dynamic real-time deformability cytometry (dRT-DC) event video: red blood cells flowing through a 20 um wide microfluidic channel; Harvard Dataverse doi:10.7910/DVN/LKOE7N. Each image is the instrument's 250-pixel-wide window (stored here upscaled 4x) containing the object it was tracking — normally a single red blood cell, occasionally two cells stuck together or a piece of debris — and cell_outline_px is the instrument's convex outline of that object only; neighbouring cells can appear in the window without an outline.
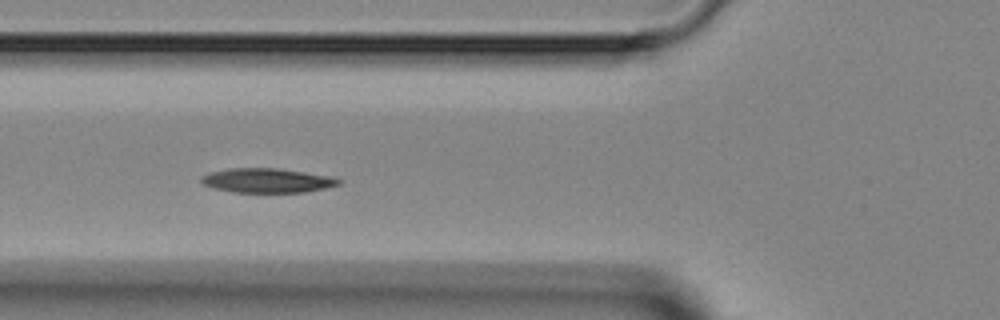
{"species": "Egyptian fruit bat (a non-hibernating species)", "species_latin": "Rousettus aegyptiacus", "temperature_condition": "room temperature", "stored_images_in_passage": 7, "camera_frame_rate_fps": 3000, "um_per_image_px": 0.085, "animal": {"sex": "female"}, "frame": {"image": 1, "passage_image": 4, "time_ms": 4.333, "image_size_px": [1000, 320], "cell_outline_px": [[340, 184], [324, 188], [304, 192], [232, 192], [212, 188], [204, 184], [200, 180], [200, 176], [212, 172], [228, 168], [276, 168], [332, 176], [340, 180]], "centroid_in_image_um": [22.67, 15.34], "position_along_channel_um": 103.1, "area_um2": 19.42}}
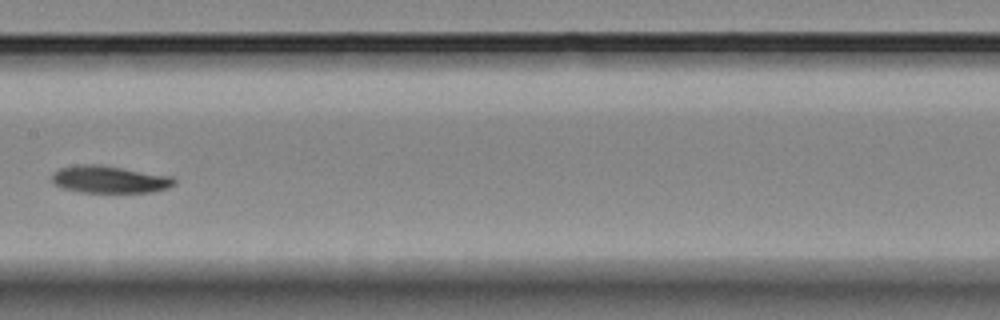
{"frame": {"image": 2, "passage_image": 6, "time_ms": 6.667, "image_size_px": [1000, 320], "cell_outline_px": [[176, 184], [168, 188], [152, 192], [80, 192], [60, 188], [52, 180], [52, 172], [60, 168], [76, 164], [100, 164], [172, 176], [176, 180]], "centroid_in_image_um": [9.3, 15.24], "position_along_channel_um": 198.1, "area_um2": 19.65}}
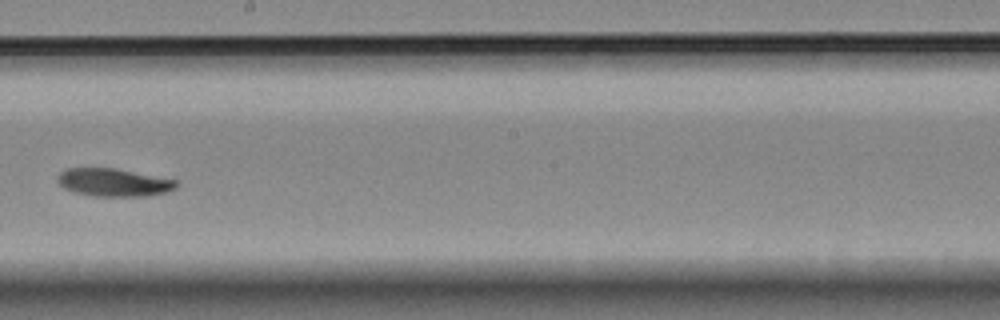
{"frame": {"image": 3, "passage_image": 7, "time_ms": 7.667, "image_size_px": [1000, 320], "cell_outline_px": [[180, 184], [176, 188], [168, 192], [148, 196], [92, 196], [72, 192], [64, 188], [56, 180], [56, 176], [64, 168], [116, 168], [180, 180]], "centroid_in_image_um": [9.69, 15.5], "position_along_channel_um": 238.5, "area_um2": 19.83}}